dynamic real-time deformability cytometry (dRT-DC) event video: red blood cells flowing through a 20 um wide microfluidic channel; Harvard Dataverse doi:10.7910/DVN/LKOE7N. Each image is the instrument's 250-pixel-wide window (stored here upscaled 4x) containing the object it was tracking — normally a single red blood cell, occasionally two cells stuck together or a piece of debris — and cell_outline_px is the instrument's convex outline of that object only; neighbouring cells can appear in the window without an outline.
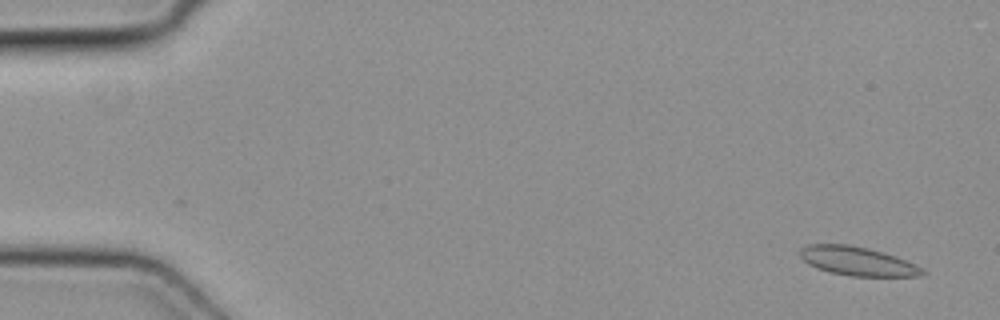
{"species": "common noctule bat (a hibernating species)", "species_latin": "Nyctalus noctula", "temperature_condition": "cold", "stored_images_in_passage": 7, "camera_frame_rate_fps": 3000, "um_per_image_px": 0.085, "animal": {"sex": "female", "body_mass_g": 19.3, "forearm_length_mm": 54.1}, "frame": {"image": 1, "passage_image": 2, "time_ms": 0.333, "image_size_px": [1000, 320], "cell_outline_px": [[928, 272], [920, 276], [852, 276], [828, 272], [816, 268], [808, 264], [800, 256], [800, 248], [808, 244], [848, 244], [868, 248], [896, 256], [916, 264], [924, 268]], "centroid_in_image_um": [72.9, 22.2], "position_along_channel_um": 12.1, "area_um2": 20.75}}